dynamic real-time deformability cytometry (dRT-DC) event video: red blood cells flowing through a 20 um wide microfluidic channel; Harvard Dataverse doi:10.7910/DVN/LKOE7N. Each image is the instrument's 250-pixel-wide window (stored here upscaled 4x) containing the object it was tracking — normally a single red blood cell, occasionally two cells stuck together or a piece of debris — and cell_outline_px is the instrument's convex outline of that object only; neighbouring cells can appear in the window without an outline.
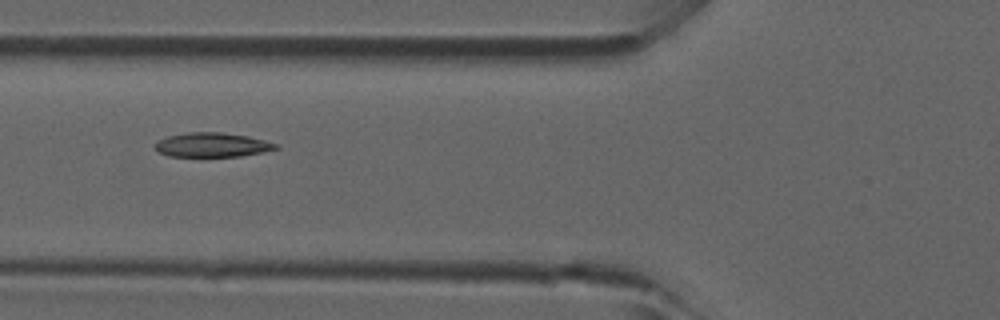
{"species": "common noctule bat (a hibernating species)", "species_latin": "Nyctalus noctula", "temperature_condition": "room temperature", "stored_images_in_passage": 6, "camera_frame_rate_fps": 3000, "um_per_image_px": 0.085, "animal": {"sex": "male", "forearm_length_mm": 52.5}, "frame": {"image": 1, "passage_image": 5, "time_ms": 1.333, "image_size_px": [1000, 320], "cell_outline_px": [[280, 148], [240, 156], [168, 156], [160, 152], [156, 148], [156, 144], [160, 140], [168, 136], [188, 132], [220, 132], [248, 136], [280, 144]], "centroid_in_image_um": [18.08, 12.31], "position_along_channel_um": 107.7, "area_um2": 16.88}}
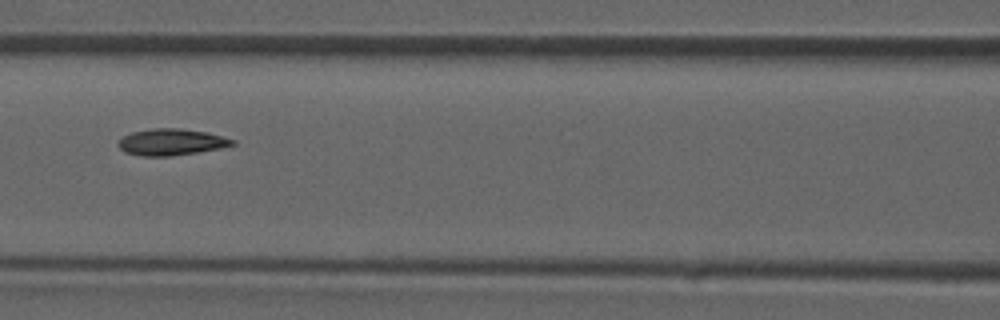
{"frame": {"image": 2, "passage_image": 6, "time_ms": 1.667, "image_size_px": [1000, 320], "cell_outline_px": [[236, 144], [220, 148], [172, 156], [140, 156], [124, 152], [120, 148], [120, 140], [124, 136], [132, 132], [152, 128], [180, 128], [208, 132], [224, 136], [236, 140]], "centroid_in_image_um": [14.6, 12.07], "position_along_channel_um": 152.0, "area_um2": 17.63}}